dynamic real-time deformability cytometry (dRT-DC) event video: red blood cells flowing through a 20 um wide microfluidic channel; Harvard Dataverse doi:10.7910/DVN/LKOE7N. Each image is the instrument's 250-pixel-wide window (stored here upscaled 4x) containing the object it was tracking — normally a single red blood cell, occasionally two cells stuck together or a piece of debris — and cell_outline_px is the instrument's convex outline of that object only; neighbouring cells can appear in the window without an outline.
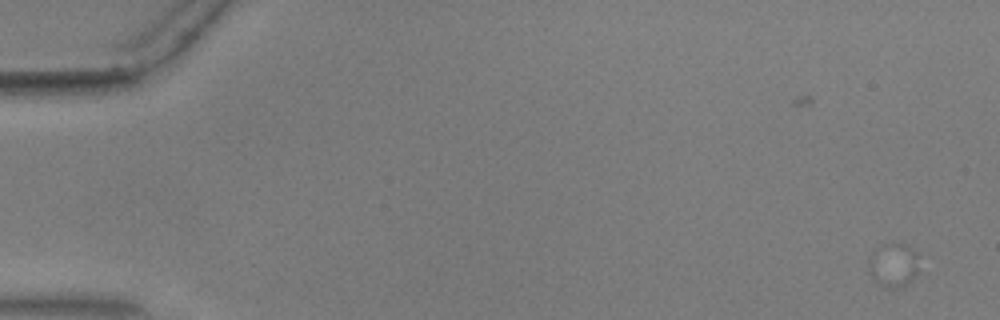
{"species": "common noctule bat (a hibernating species)", "species_latin": "Nyctalus noctula", "temperature_condition": "warm", "stored_images_in_passage": 3, "camera_frame_rate_fps": 3000, "um_per_image_px": 0.085, "animal": {"sex": "male", "body_mass_g": 17.9, "forearm_length_mm": 54.2}, "frame": {"image": 1, "passage_image": 1, "time_ms": 0.0, "image_size_px": [1000, 320], "cell_outline_px": [[916, 272], [904, 284], [884, 284], [876, 280], [872, 276], [868, 268], [868, 260], [872, 252], [876, 248], [884, 244], [904, 244], [912, 248], [916, 252]], "centroid_in_image_um": [75.88, 22.42], "position_along_channel_um": 9.1, "area_um2": 11.79}}